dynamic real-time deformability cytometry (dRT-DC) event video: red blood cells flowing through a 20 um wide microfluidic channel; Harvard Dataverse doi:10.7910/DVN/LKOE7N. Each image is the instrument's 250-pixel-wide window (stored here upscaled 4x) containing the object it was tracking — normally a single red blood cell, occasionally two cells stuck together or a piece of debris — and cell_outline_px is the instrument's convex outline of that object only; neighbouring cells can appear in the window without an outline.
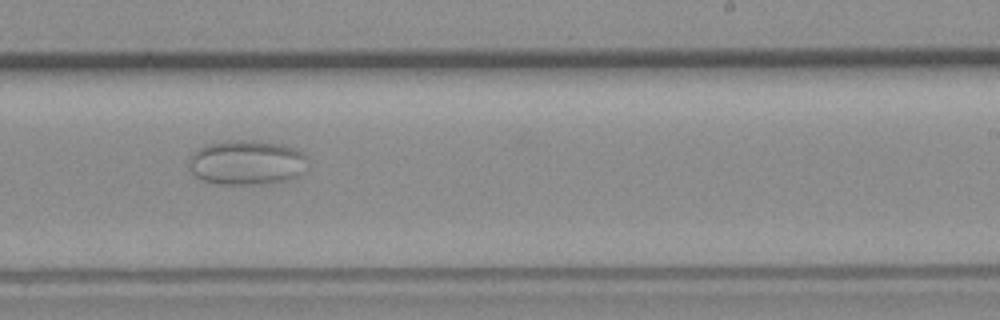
{"species": "common noctule bat (a hibernating species)", "species_latin": "Nyctalus noctula", "temperature_condition": "room temperature", "stored_images_in_passage": 7, "camera_frame_rate_fps": 3000, "um_per_image_px": 0.085, "animal": {"sex": "female", "body_mass_g": 19.3, "forearm_length_mm": 54.1}, "frame": {"image": 1, "passage_image": 6, "time_ms": 6.0, "image_size_px": [1000, 320], "cell_outline_px": [[308, 164], [292, 180], [272, 184], [220, 184], [204, 180], [196, 176], [188, 168], [188, 160], [192, 152], [208, 144], [228, 140], [252, 140], [280, 144], [292, 148], [308, 156]], "centroid_in_image_um": [20.97, 13.82], "position_along_channel_um": 268.0, "area_um2": 31.21}}